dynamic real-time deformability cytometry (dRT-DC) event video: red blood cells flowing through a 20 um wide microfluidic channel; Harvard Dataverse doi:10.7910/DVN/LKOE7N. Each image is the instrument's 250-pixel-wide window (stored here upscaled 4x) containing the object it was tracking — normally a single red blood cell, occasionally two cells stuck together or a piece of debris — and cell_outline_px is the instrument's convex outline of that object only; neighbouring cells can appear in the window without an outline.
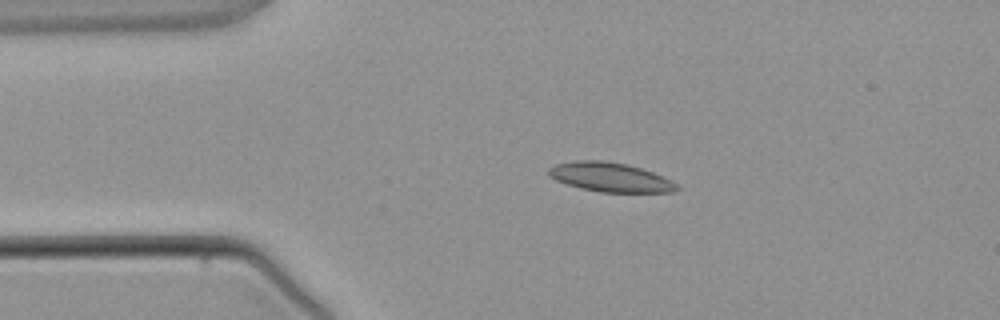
{"species": "common noctule bat (a hibernating species)", "species_latin": "Nyctalus noctula", "temperature_condition": "warm", "stored_images_in_passage": 3, "camera_frame_rate_fps": 3000, "um_per_image_px": 0.085, "animal": {"sex": "male", "body_mass_g": 21.5, "forearm_length_mm": 52.0}, "frame": {"image": 1, "passage_image": 1, "time_ms": 0.0, "image_size_px": [1000, 320], "cell_outline_px": [[680, 188], [672, 192], [600, 192], [580, 188], [556, 180], [548, 176], [548, 168], [556, 164], [576, 160], [604, 160], [628, 164], [652, 172], [672, 180]], "centroid_in_image_um": [51.85, 15.05], "position_along_channel_um": 33.1, "area_um2": 21.85}}
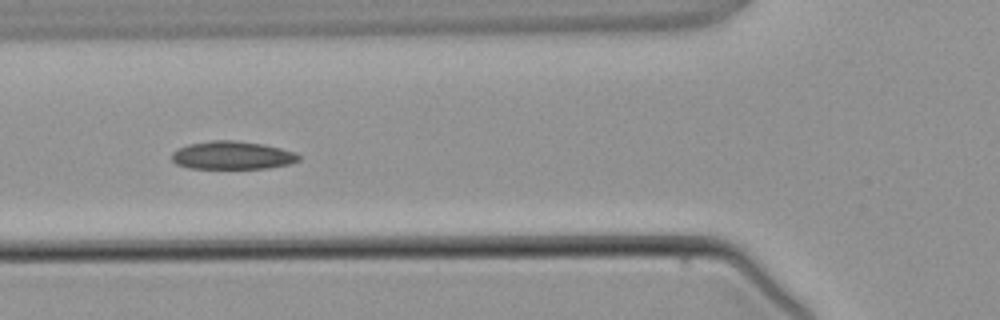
{"frame": {"image": 2, "passage_image": 3, "time_ms": 2.333, "image_size_px": [1000, 320], "cell_outline_px": [[300, 160], [292, 164], [268, 168], [188, 168], [176, 164], [172, 160], [172, 152], [176, 148], [188, 144], [212, 140], [236, 140], [264, 144], [296, 152], [300, 156]], "centroid_in_image_um": [19.75, 13.2], "position_along_channel_um": 106.0, "area_um2": 21.04}}